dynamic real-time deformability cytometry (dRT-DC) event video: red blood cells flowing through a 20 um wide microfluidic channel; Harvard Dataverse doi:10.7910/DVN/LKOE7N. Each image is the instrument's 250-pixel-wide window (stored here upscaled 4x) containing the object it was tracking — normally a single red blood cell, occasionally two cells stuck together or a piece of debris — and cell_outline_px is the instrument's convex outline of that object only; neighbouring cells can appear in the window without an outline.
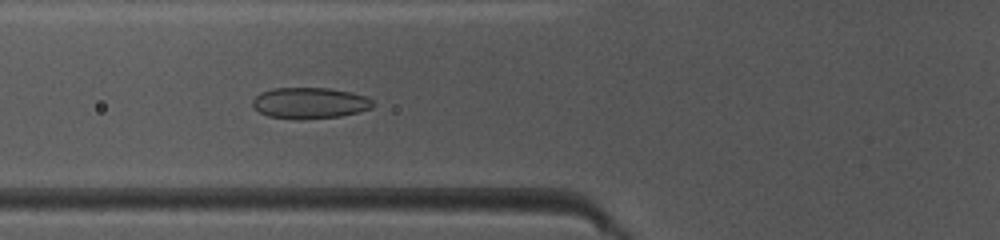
{"species": "common noctule bat (a hibernating species)", "species_latin": "Nyctalus noctula", "temperature_condition": "warm", "stored_images_in_passage": 39, "camera_frame_rate_fps": 3000, "um_per_image_px": 0.085, "animal": {"sex": "female", "body_mass_g": 10.0, "forearm_length_mm": 53.1}, "frame": {"image": 1, "passage_image": 9, "time_ms": 2.667, "image_size_px": [1000, 240], "cell_outline_px": [[376, 104], [372, 108], [360, 112], [340, 116], [300, 120], [296, 120], [268, 116], [260, 112], [252, 104], [252, 100], [260, 92], [272, 88], [328, 88], [352, 92], [364, 96], [372, 100]], "centroid_in_image_um": [26.34, 8.76], "position_along_channel_um": 99.5, "area_um2": 22.02}}
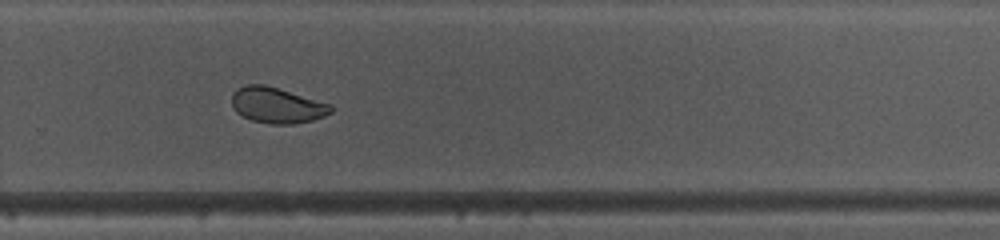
{"frame": {"image": 2, "passage_image": 24, "time_ms": 7.667, "image_size_px": [1000, 240], "cell_outline_px": [[332, 112], [324, 116], [312, 120], [292, 124], [272, 124], [252, 120], [236, 112], [232, 104], [232, 96], [236, 88], [244, 84], [264, 84], [332, 104]], "centroid_in_image_um": [23.54, 8.94], "position_along_channel_um": 306.3, "area_um2": 20.58}}
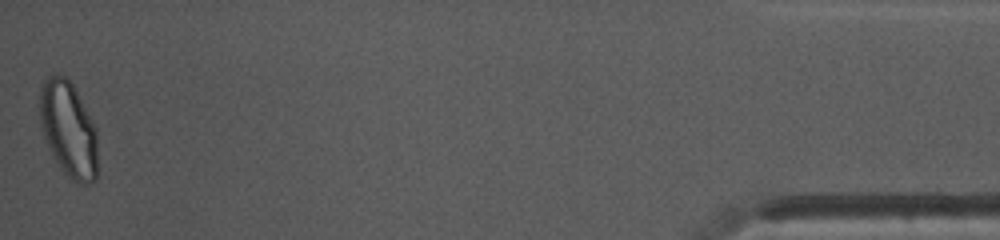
{"frame": {"image": 3, "passage_image": 39, "time_ms": 12.667, "image_size_px": [1000, 240], "cell_outline_px": [[96, 180], [88, 184], [80, 184], [72, 180], [60, 168], [52, 156], [44, 136], [40, 124], [40, 88], [44, 80], [48, 76], [64, 76], [72, 84], [96, 128]], "centroid_in_image_um": [5.8, 11.02], "position_along_channel_um": 429.4, "area_um2": 31.85}, "authors_computed_cell_mechanics": {"area_um2": 21.9062, "velocity_mm_per_s": 4.125, "shape_relaxation_time_tau1_ms": 9.0152, "shape_relaxation_time_tau2_ms": 0.8189, "deformation_change_tau1": 0.1815, "deformation_change_tau2": 0.0433}}